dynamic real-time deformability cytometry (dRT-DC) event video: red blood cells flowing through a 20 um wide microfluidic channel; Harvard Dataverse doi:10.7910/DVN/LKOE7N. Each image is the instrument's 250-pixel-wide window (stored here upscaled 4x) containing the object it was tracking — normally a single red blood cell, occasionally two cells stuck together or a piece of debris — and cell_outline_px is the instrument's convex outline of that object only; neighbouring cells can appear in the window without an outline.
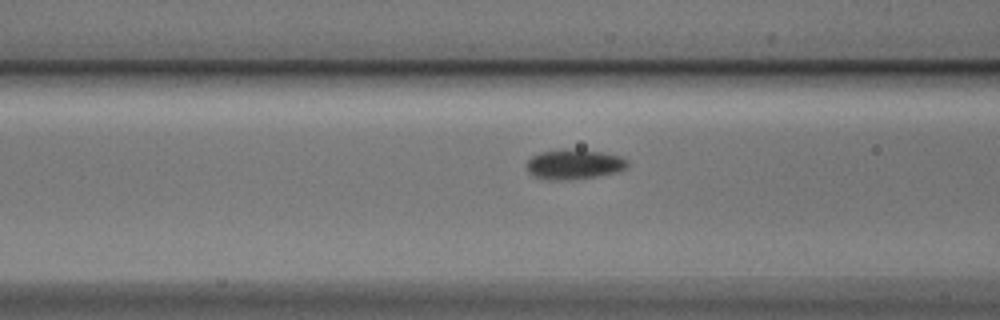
{"species": "Egyptian fruit bat (a non-hibernating species)", "species_latin": "Rousettus aegyptiacus", "temperature_condition": "cold", "stored_images_in_passage": 9, "camera_frame_rate_fps": 3000, "um_per_image_px": 0.085, "animal": {"sex": "male"}, "frame": {"image": 1, "passage_image": 7, "time_ms": 2.0, "image_size_px": [1000, 320], "cell_outline_px": [[628, 168], [616, 172], [596, 176], [568, 180], [548, 180], [532, 176], [528, 172], [528, 160], [532, 156], [540, 152], [560, 148], [576, 148], [604, 152], [620, 156], [628, 160]], "centroid_in_image_um": [48.8, 13.94], "position_along_channel_um": 117.8, "area_um2": 17.98}}